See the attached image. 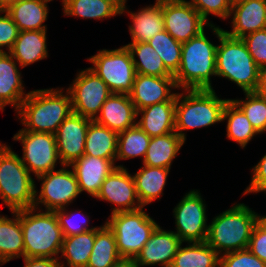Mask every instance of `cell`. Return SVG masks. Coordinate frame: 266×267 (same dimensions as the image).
<instances>
[{"label": "cell", "instance_id": "f6af8a7d", "mask_svg": "<svg viewBox=\"0 0 266 267\" xmlns=\"http://www.w3.org/2000/svg\"><path fill=\"white\" fill-rule=\"evenodd\" d=\"M248 250L266 263V223L261 218L253 229Z\"/></svg>", "mask_w": 266, "mask_h": 267}, {"label": "cell", "instance_id": "4316f807", "mask_svg": "<svg viewBox=\"0 0 266 267\" xmlns=\"http://www.w3.org/2000/svg\"><path fill=\"white\" fill-rule=\"evenodd\" d=\"M47 0H22L9 7L6 12L19 31L47 30L44 22L48 18Z\"/></svg>", "mask_w": 266, "mask_h": 267}, {"label": "cell", "instance_id": "836d02e7", "mask_svg": "<svg viewBox=\"0 0 266 267\" xmlns=\"http://www.w3.org/2000/svg\"><path fill=\"white\" fill-rule=\"evenodd\" d=\"M121 259L114 233L104 222L95 229V242L86 267H113Z\"/></svg>", "mask_w": 266, "mask_h": 267}, {"label": "cell", "instance_id": "9f6ffc18", "mask_svg": "<svg viewBox=\"0 0 266 267\" xmlns=\"http://www.w3.org/2000/svg\"><path fill=\"white\" fill-rule=\"evenodd\" d=\"M160 1H184V0H160Z\"/></svg>", "mask_w": 266, "mask_h": 267}, {"label": "cell", "instance_id": "c3c4849f", "mask_svg": "<svg viewBox=\"0 0 266 267\" xmlns=\"http://www.w3.org/2000/svg\"><path fill=\"white\" fill-rule=\"evenodd\" d=\"M256 92L266 96V65L259 67Z\"/></svg>", "mask_w": 266, "mask_h": 267}, {"label": "cell", "instance_id": "db71d44e", "mask_svg": "<svg viewBox=\"0 0 266 267\" xmlns=\"http://www.w3.org/2000/svg\"><path fill=\"white\" fill-rule=\"evenodd\" d=\"M261 219L266 223V216L265 215H261Z\"/></svg>", "mask_w": 266, "mask_h": 267}, {"label": "cell", "instance_id": "30bf717a", "mask_svg": "<svg viewBox=\"0 0 266 267\" xmlns=\"http://www.w3.org/2000/svg\"><path fill=\"white\" fill-rule=\"evenodd\" d=\"M41 181L40 191L35 188L34 208L40 210L44 205L46 211L68 208L80 193L74 171L67 165L61 169L37 176ZM39 193V194H38Z\"/></svg>", "mask_w": 266, "mask_h": 267}, {"label": "cell", "instance_id": "8992f818", "mask_svg": "<svg viewBox=\"0 0 266 267\" xmlns=\"http://www.w3.org/2000/svg\"><path fill=\"white\" fill-rule=\"evenodd\" d=\"M43 211L34 207L21 210L24 258L60 257L64 236L58 218L55 211Z\"/></svg>", "mask_w": 266, "mask_h": 267}, {"label": "cell", "instance_id": "484cf974", "mask_svg": "<svg viewBox=\"0 0 266 267\" xmlns=\"http://www.w3.org/2000/svg\"><path fill=\"white\" fill-rule=\"evenodd\" d=\"M13 218L0 214V263L24 258V240L21 227V210L11 212Z\"/></svg>", "mask_w": 266, "mask_h": 267}, {"label": "cell", "instance_id": "cb8c5ba5", "mask_svg": "<svg viewBox=\"0 0 266 267\" xmlns=\"http://www.w3.org/2000/svg\"><path fill=\"white\" fill-rule=\"evenodd\" d=\"M176 95L165 102L156 103L137 111L138 126L151 138L175 132Z\"/></svg>", "mask_w": 266, "mask_h": 267}, {"label": "cell", "instance_id": "7dc6e473", "mask_svg": "<svg viewBox=\"0 0 266 267\" xmlns=\"http://www.w3.org/2000/svg\"><path fill=\"white\" fill-rule=\"evenodd\" d=\"M24 267H60V263L58 259L52 258H23Z\"/></svg>", "mask_w": 266, "mask_h": 267}, {"label": "cell", "instance_id": "9a60e30c", "mask_svg": "<svg viewBox=\"0 0 266 267\" xmlns=\"http://www.w3.org/2000/svg\"><path fill=\"white\" fill-rule=\"evenodd\" d=\"M127 170L125 167H116L103 181L95 197L116 206L111 208V214L134 211L143 207L136 193L133 175Z\"/></svg>", "mask_w": 266, "mask_h": 267}, {"label": "cell", "instance_id": "7c38bea8", "mask_svg": "<svg viewBox=\"0 0 266 267\" xmlns=\"http://www.w3.org/2000/svg\"><path fill=\"white\" fill-rule=\"evenodd\" d=\"M205 199L199 190H190L173 209L175 229L181 241L206 242L208 235Z\"/></svg>", "mask_w": 266, "mask_h": 267}, {"label": "cell", "instance_id": "5b68a950", "mask_svg": "<svg viewBox=\"0 0 266 267\" xmlns=\"http://www.w3.org/2000/svg\"><path fill=\"white\" fill-rule=\"evenodd\" d=\"M229 100L219 98L214 89L177 92L175 132L186 141V134L183 131L209 127L222 122L223 111Z\"/></svg>", "mask_w": 266, "mask_h": 267}, {"label": "cell", "instance_id": "d6a6232c", "mask_svg": "<svg viewBox=\"0 0 266 267\" xmlns=\"http://www.w3.org/2000/svg\"><path fill=\"white\" fill-rule=\"evenodd\" d=\"M121 9L114 0H67L63 5L65 16L97 20L121 15Z\"/></svg>", "mask_w": 266, "mask_h": 267}, {"label": "cell", "instance_id": "e575fe53", "mask_svg": "<svg viewBox=\"0 0 266 267\" xmlns=\"http://www.w3.org/2000/svg\"><path fill=\"white\" fill-rule=\"evenodd\" d=\"M227 121L226 136L243 149L259 133L247 119L245 113L230 99L224 108L222 121Z\"/></svg>", "mask_w": 266, "mask_h": 267}, {"label": "cell", "instance_id": "603a6c76", "mask_svg": "<svg viewBox=\"0 0 266 267\" xmlns=\"http://www.w3.org/2000/svg\"><path fill=\"white\" fill-rule=\"evenodd\" d=\"M127 9L126 5L123 6L121 14L126 11L132 20L128 28L132 38L131 43L147 42L157 33L165 30L162 1L156 0L155 4L143 7L137 12Z\"/></svg>", "mask_w": 266, "mask_h": 267}, {"label": "cell", "instance_id": "44dd1931", "mask_svg": "<svg viewBox=\"0 0 266 267\" xmlns=\"http://www.w3.org/2000/svg\"><path fill=\"white\" fill-rule=\"evenodd\" d=\"M19 64L8 52H0V110L7 105L17 111L27 97L22 81ZM25 91V92H24Z\"/></svg>", "mask_w": 266, "mask_h": 267}, {"label": "cell", "instance_id": "1f68e13d", "mask_svg": "<svg viewBox=\"0 0 266 267\" xmlns=\"http://www.w3.org/2000/svg\"><path fill=\"white\" fill-rule=\"evenodd\" d=\"M182 244L171 263L174 267H220V254L206 242Z\"/></svg>", "mask_w": 266, "mask_h": 267}, {"label": "cell", "instance_id": "6da1fadb", "mask_svg": "<svg viewBox=\"0 0 266 267\" xmlns=\"http://www.w3.org/2000/svg\"><path fill=\"white\" fill-rule=\"evenodd\" d=\"M72 112L71 97L67 90H32L16 111L18 119L25 126L19 131L55 134L60 124Z\"/></svg>", "mask_w": 266, "mask_h": 267}, {"label": "cell", "instance_id": "ba28073f", "mask_svg": "<svg viewBox=\"0 0 266 267\" xmlns=\"http://www.w3.org/2000/svg\"><path fill=\"white\" fill-rule=\"evenodd\" d=\"M143 209L114 213L105 221L114 233L122 259H135L158 226Z\"/></svg>", "mask_w": 266, "mask_h": 267}, {"label": "cell", "instance_id": "7402d4cb", "mask_svg": "<svg viewBox=\"0 0 266 267\" xmlns=\"http://www.w3.org/2000/svg\"><path fill=\"white\" fill-rule=\"evenodd\" d=\"M232 30L224 32L233 38L266 28V0H248L231 8Z\"/></svg>", "mask_w": 266, "mask_h": 267}, {"label": "cell", "instance_id": "60d3db41", "mask_svg": "<svg viewBox=\"0 0 266 267\" xmlns=\"http://www.w3.org/2000/svg\"><path fill=\"white\" fill-rule=\"evenodd\" d=\"M189 2L209 24L214 23L209 21L208 15L212 14L227 20L231 13L232 7L229 0H190Z\"/></svg>", "mask_w": 266, "mask_h": 267}, {"label": "cell", "instance_id": "9c48e42d", "mask_svg": "<svg viewBox=\"0 0 266 267\" xmlns=\"http://www.w3.org/2000/svg\"><path fill=\"white\" fill-rule=\"evenodd\" d=\"M87 60L93 64L89 68L107 84L111 93L129 95L132 92L137 73L127 46L98 50Z\"/></svg>", "mask_w": 266, "mask_h": 267}, {"label": "cell", "instance_id": "bcb514c9", "mask_svg": "<svg viewBox=\"0 0 266 267\" xmlns=\"http://www.w3.org/2000/svg\"><path fill=\"white\" fill-rule=\"evenodd\" d=\"M252 179L250 184L247 186L243 195L249 193H266V154L261 160L252 168Z\"/></svg>", "mask_w": 266, "mask_h": 267}, {"label": "cell", "instance_id": "d6986e66", "mask_svg": "<svg viewBox=\"0 0 266 267\" xmlns=\"http://www.w3.org/2000/svg\"><path fill=\"white\" fill-rule=\"evenodd\" d=\"M115 162L116 160L90 155H83L75 160L69 167L75 173L80 193L87 192V194L95 198L107 176L116 167H124L123 165H116Z\"/></svg>", "mask_w": 266, "mask_h": 267}, {"label": "cell", "instance_id": "52a82bcc", "mask_svg": "<svg viewBox=\"0 0 266 267\" xmlns=\"http://www.w3.org/2000/svg\"><path fill=\"white\" fill-rule=\"evenodd\" d=\"M36 184L20 156L0 141V199L16 212L34 207Z\"/></svg>", "mask_w": 266, "mask_h": 267}, {"label": "cell", "instance_id": "7bdbcfd3", "mask_svg": "<svg viewBox=\"0 0 266 267\" xmlns=\"http://www.w3.org/2000/svg\"><path fill=\"white\" fill-rule=\"evenodd\" d=\"M242 40L257 66L266 65V28L249 33Z\"/></svg>", "mask_w": 266, "mask_h": 267}, {"label": "cell", "instance_id": "ee69618b", "mask_svg": "<svg viewBox=\"0 0 266 267\" xmlns=\"http://www.w3.org/2000/svg\"><path fill=\"white\" fill-rule=\"evenodd\" d=\"M1 13L3 15H1ZM5 13V14H4ZM19 34L17 25L6 11H0V52L10 51ZM5 47V50H3ZM7 48V49H6Z\"/></svg>", "mask_w": 266, "mask_h": 267}, {"label": "cell", "instance_id": "f907efd6", "mask_svg": "<svg viewBox=\"0 0 266 267\" xmlns=\"http://www.w3.org/2000/svg\"><path fill=\"white\" fill-rule=\"evenodd\" d=\"M22 0H0V11H6L13 4L21 2Z\"/></svg>", "mask_w": 266, "mask_h": 267}, {"label": "cell", "instance_id": "816d5d0a", "mask_svg": "<svg viewBox=\"0 0 266 267\" xmlns=\"http://www.w3.org/2000/svg\"><path fill=\"white\" fill-rule=\"evenodd\" d=\"M248 0H229L230 6L234 7L235 5H238L240 3L246 2Z\"/></svg>", "mask_w": 266, "mask_h": 267}, {"label": "cell", "instance_id": "ab89813d", "mask_svg": "<svg viewBox=\"0 0 266 267\" xmlns=\"http://www.w3.org/2000/svg\"><path fill=\"white\" fill-rule=\"evenodd\" d=\"M55 214L58 218L64 237L84 233L86 231H91L98 228V226L89 228L88 222H90V216H86L79 209L75 210V212L72 210L68 212L66 208H63L55 210ZM79 215L82 217V219L84 218V220H82ZM77 216H79V218Z\"/></svg>", "mask_w": 266, "mask_h": 267}, {"label": "cell", "instance_id": "8fae6325", "mask_svg": "<svg viewBox=\"0 0 266 267\" xmlns=\"http://www.w3.org/2000/svg\"><path fill=\"white\" fill-rule=\"evenodd\" d=\"M73 112L94 121L111 92L107 84L90 68L79 71L66 88Z\"/></svg>", "mask_w": 266, "mask_h": 267}, {"label": "cell", "instance_id": "4dcf8cb0", "mask_svg": "<svg viewBox=\"0 0 266 267\" xmlns=\"http://www.w3.org/2000/svg\"><path fill=\"white\" fill-rule=\"evenodd\" d=\"M117 141V132L91 121L86 133L84 155L116 160Z\"/></svg>", "mask_w": 266, "mask_h": 267}, {"label": "cell", "instance_id": "d4e9b609", "mask_svg": "<svg viewBox=\"0 0 266 267\" xmlns=\"http://www.w3.org/2000/svg\"><path fill=\"white\" fill-rule=\"evenodd\" d=\"M47 30L19 31L13 47L8 52L21 68L48 57Z\"/></svg>", "mask_w": 266, "mask_h": 267}, {"label": "cell", "instance_id": "f1b7e54d", "mask_svg": "<svg viewBox=\"0 0 266 267\" xmlns=\"http://www.w3.org/2000/svg\"><path fill=\"white\" fill-rule=\"evenodd\" d=\"M184 143L176 132L150 138L146 155L142 160L143 165L171 169L172 162Z\"/></svg>", "mask_w": 266, "mask_h": 267}, {"label": "cell", "instance_id": "4fadbf2b", "mask_svg": "<svg viewBox=\"0 0 266 267\" xmlns=\"http://www.w3.org/2000/svg\"><path fill=\"white\" fill-rule=\"evenodd\" d=\"M13 140L20 141L23 148L21 162L35 177L55 170L60 163L55 134L18 131Z\"/></svg>", "mask_w": 266, "mask_h": 267}, {"label": "cell", "instance_id": "ffe728a7", "mask_svg": "<svg viewBox=\"0 0 266 267\" xmlns=\"http://www.w3.org/2000/svg\"><path fill=\"white\" fill-rule=\"evenodd\" d=\"M137 111L128 94L111 93L94 120L97 124L120 133L137 124Z\"/></svg>", "mask_w": 266, "mask_h": 267}, {"label": "cell", "instance_id": "b9f144b4", "mask_svg": "<svg viewBox=\"0 0 266 267\" xmlns=\"http://www.w3.org/2000/svg\"><path fill=\"white\" fill-rule=\"evenodd\" d=\"M220 267H266L248 248L220 255Z\"/></svg>", "mask_w": 266, "mask_h": 267}, {"label": "cell", "instance_id": "8d00e7d4", "mask_svg": "<svg viewBox=\"0 0 266 267\" xmlns=\"http://www.w3.org/2000/svg\"><path fill=\"white\" fill-rule=\"evenodd\" d=\"M150 138L138 124L118 133L116 161L135 157L144 159Z\"/></svg>", "mask_w": 266, "mask_h": 267}, {"label": "cell", "instance_id": "83f0119b", "mask_svg": "<svg viewBox=\"0 0 266 267\" xmlns=\"http://www.w3.org/2000/svg\"><path fill=\"white\" fill-rule=\"evenodd\" d=\"M170 169L143 165L133 175L136 193L143 207L155 200H160Z\"/></svg>", "mask_w": 266, "mask_h": 267}, {"label": "cell", "instance_id": "3957f363", "mask_svg": "<svg viewBox=\"0 0 266 267\" xmlns=\"http://www.w3.org/2000/svg\"><path fill=\"white\" fill-rule=\"evenodd\" d=\"M244 203H234L215 216L208 226L206 243L220 255L247 249L261 215Z\"/></svg>", "mask_w": 266, "mask_h": 267}, {"label": "cell", "instance_id": "d590c367", "mask_svg": "<svg viewBox=\"0 0 266 267\" xmlns=\"http://www.w3.org/2000/svg\"><path fill=\"white\" fill-rule=\"evenodd\" d=\"M125 46L131 53L137 74L157 77L173 76L148 42L129 43Z\"/></svg>", "mask_w": 266, "mask_h": 267}, {"label": "cell", "instance_id": "277c9868", "mask_svg": "<svg viewBox=\"0 0 266 267\" xmlns=\"http://www.w3.org/2000/svg\"><path fill=\"white\" fill-rule=\"evenodd\" d=\"M216 49L205 30L182 43L181 64L173 75L179 90L213 89L216 77ZM181 88V89H180Z\"/></svg>", "mask_w": 266, "mask_h": 267}, {"label": "cell", "instance_id": "f546056e", "mask_svg": "<svg viewBox=\"0 0 266 267\" xmlns=\"http://www.w3.org/2000/svg\"><path fill=\"white\" fill-rule=\"evenodd\" d=\"M94 242L95 230L64 237L60 252L61 258H58L60 267H86ZM62 258L66 262L60 260Z\"/></svg>", "mask_w": 266, "mask_h": 267}, {"label": "cell", "instance_id": "ac0fdd59", "mask_svg": "<svg viewBox=\"0 0 266 267\" xmlns=\"http://www.w3.org/2000/svg\"><path fill=\"white\" fill-rule=\"evenodd\" d=\"M172 88L178 89L173 76L136 74L133 89L129 95L138 111L156 103L170 101L177 94V92L171 93Z\"/></svg>", "mask_w": 266, "mask_h": 267}, {"label": "cell", "instance_id": "681fc988", "mask_svg": "<svg viewBox=\"0 0 266 267\" xmlns=\"http://www.w3.org/2000/svg\"><path fill=\"white\" fill-rule=\"evenodd\" d=\"M113 267H138L134 259H121Z\"/></svg>", "mask_w": 266, "mask_h": 267}, {"label": "cell", "instance_id": "5bb4252c", "mask_svg": "<svg viewBox=\"0 0 266 267\" xmlns=\"http://www.w3.org/2000/svg\"><path fill=\"white\" fill-rule=\"evenodd\" d=\"M165 30L178 42L197 36L210 24L187 0L162 1Z\"/></svg>", "mask_w": 266, "mask_h": 267}, {"label": "cell", "instance_id": "7a4b0ae2", "mask_svg": "<svg viewBox=\"0 0 266 267\" xmlns=\"http://www.w3.org/2000/svg\"><path fill=\"white\" fill-rule=\"evenodd\" d=\"M219 44L216 49V76L234 82L243 92H256L259 67L242 38L227 35L222 28L210 24Z\"/></svg>", "mask_w": 266, "mask_h": 267}, {"label": "cell", "instance_id": "f5cc1de1", "mask_svg": "<svg viewBox=\"0 0 266 267\" xmlns=\"http://www.w3.org/2000/svg\"><path fill=\"white\" fill-rule=\"evenodd\" d=\"M115 2H117L121 7L125 6L127 3V0H114Z\"/></svg>", "mask_w": 266, "mask_h": 267}, {"label": "cell", "instance_id": "74e56055", "mask_svg": "<svg viewBox=\"0 0 266 267\" xmlns=\"http://www.w3.org/2000/svg\"><path fill=\"white\" fill-rule=\"evenodd\" d=\"M147 42L174 75L181 64L182 43L175 40L166 30L157 33Z\"/></svg>", "mask_w": 266, "mask_h": 267}, {"label": "cell", "instance_id": "e0dca14e", "mask_svg": "<svg viewBox=\"0 0 266 267\" xmlns=\"http://www.w3.org/2000/svg\"><path fill=\"white\" fill-rule=\"evenodd\" d=\"M181 243L177 234L158 225L134 261L138 267L170 265Z\"/></svg>", "mask_w": 266, "mask_h": 267}, {"label": "cell", "instance_id": "f35d334b", "mask_svg": "<svg viewBox=\"0 0 266 267\" xmlns=\"http://www.w3.org/2000/svg\"><path fill=\"white\" fill-rule=\"evenodd\" d=\"M244 99H231L246 115L260 134L266 131V96L258 92H245Z\"/></svg>", "mask_w": 266, "mask_h": 267}, {"label": "cell", "instance_id": "6f0895ef", "mask_svg": "<svg viewBox=\"0 0 266 267\" xmlns=\"http://www.w3.org/2000/svg\"><path fill=\"white\" fill-rule=\"evenodd\" d=\"M163 267H174L172 264L170 265H166V266H163Z\"/></svg>", "mask_w": 266, "mask_h": 267}, {"label": "cell", "instance_id": "2e32d148", "mask_svg": "<svg viewBox=\"0 0 266 267\" xmlns=\"http://www.w3.org/2000/svg\"><path fill=\"white\" fill-rule=\"evenodd\" d=\"M91 119L72 112L55 133L61 167L70 166L84 155L86 133Z\"/></svg>", "mask_w": 266, "mask_h": 267}, {"label": "cell", "instance_id": "11a10c76", "mask_svg": "<svg viewBox=\"0 0 266 267\" xmlns=\"http://www.w3.org/2000/svg\"><path fill=\"white\" fill-rule=\"evenodd\" d=\"M48 2L53 1V0H47ZM62 1V5H64L66 3L67 0H61Z\"/></svg>", "mask_w": 266, "mask_h": 267}]
</instances>
